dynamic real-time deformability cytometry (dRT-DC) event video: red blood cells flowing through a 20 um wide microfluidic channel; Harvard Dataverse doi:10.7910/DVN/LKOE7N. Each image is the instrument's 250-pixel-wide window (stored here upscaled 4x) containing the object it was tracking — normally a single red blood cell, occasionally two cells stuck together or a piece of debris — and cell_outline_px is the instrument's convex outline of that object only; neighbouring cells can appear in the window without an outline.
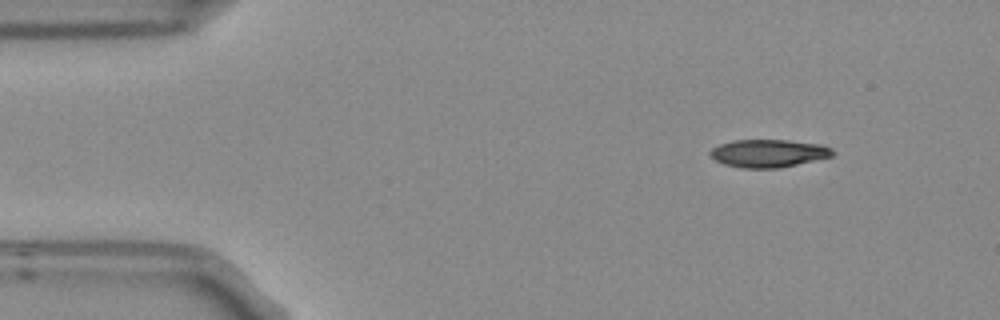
{"species": "Egyptian fruit bat (a non-hibernating species)", "species_latin": "Rousettus aegyptiacus", "temperature_condition": "room temperature", "stored_images_in_passage": 3, "camera_frame_rate_fps": 3000, "um_per_image_px": 0.085, "frame": {"image": 1, "passage_image": 1, "time_ms": 0.0, "image_size_px": [1000, 320], "cell_outline_px": [[836, 152], [832, 156], [780, 168], [740, 168], [724, 164], [716, 160], [708, 152], [712, 148], [720, 144], [732, 140], [788, 140], [820, 144], [832, 148]], "centroid_in_image_um": [65.32, 13.03], "position_along_channel_um": 19.7, "area_um2": 19.88}}